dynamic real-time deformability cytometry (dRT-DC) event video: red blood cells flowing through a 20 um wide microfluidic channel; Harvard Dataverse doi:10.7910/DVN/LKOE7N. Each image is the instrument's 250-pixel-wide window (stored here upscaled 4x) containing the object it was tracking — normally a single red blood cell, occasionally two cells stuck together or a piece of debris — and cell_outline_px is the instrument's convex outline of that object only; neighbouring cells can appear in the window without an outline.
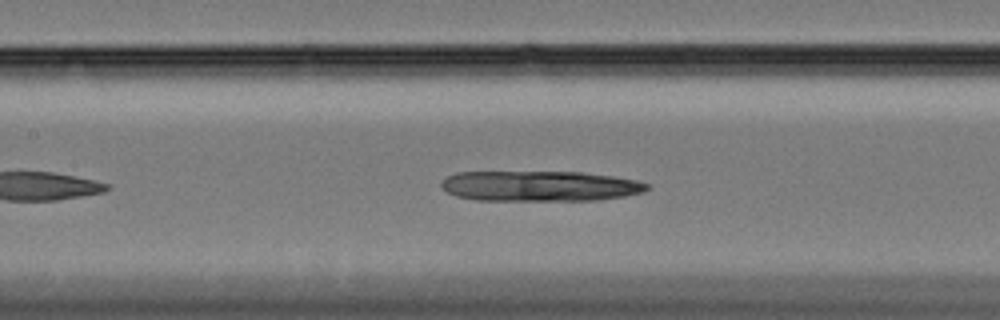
{"species": "Egyptian fruit bat (a non-hibernating species)", "species_latin": "Rousettus aegyptiacus", "temperature_condition": "cold", "stored_images_in_passage": 31, "camera_frame_rate_fps": 3000, "um_per_image_px": 0.085, "animal": {"sex": "female"}, "frame": {"image": 1, "passage_image": 15, "time_ms": 4.667, "image_size_px": [1000, 320], "cell_outline_px": [[648, 188], [644, 192], [624, 196], [596, 200], [476, 200], [456, 196], [448, 192], [440, 184], [448, 176], [460, 172], [580, 172], [612, 176], [636, 180], [648, 184]], "centroid_in_image_um": [45.9, 15.81], "position_along_channel_um": 161.5, "area_um2": 36.18}}
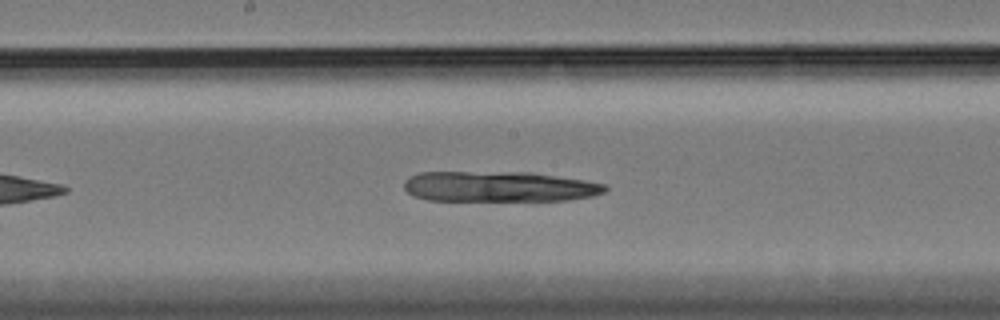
{"frame": {"image": 2, "passage_image": 19, "time_ms": 6.0, "image_size_px": [1000, 320], "cell_outline_px": [[608, 188], [604, 192], [592, 196], [568, 200], [428, 200], [412, 196], [404, 188], [404, 180], [408, 176], [420, 172], [532, 172], [584, 180], [604, 184]], "centroid_in_image_um": [42.38, 15.85], "position_along_channel_um": 205.8, "area_um2": 35.72}}
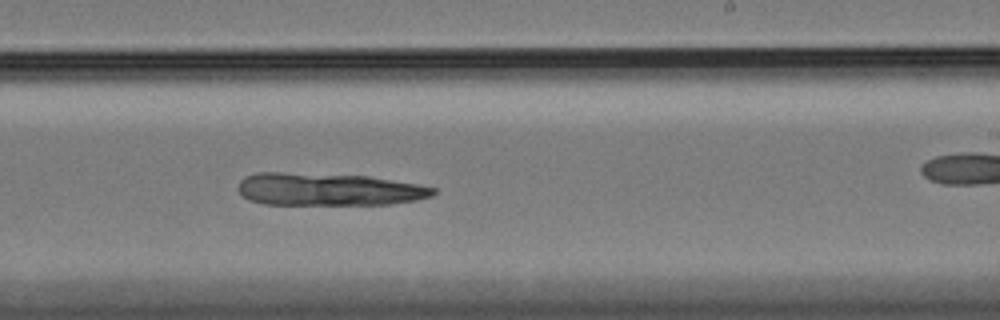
{"frame": {"image": 3, "passage_image": 24, "time_ms": 7.667, "image_size_px": [1000, 320], "cell_outline_px": [[436, 192], [432, 196], [416, 200], [392, 204], [264, 204], [248, 200], [236, 188], [240, 180], [244, 176], [256, 172], [280, 172], [368, 176], [416, 184], [436, 188]], "centroid_in_image_um": [27.87, 16.09], "position_along_channel_um": 261.1, "area_um2": 37.05}}